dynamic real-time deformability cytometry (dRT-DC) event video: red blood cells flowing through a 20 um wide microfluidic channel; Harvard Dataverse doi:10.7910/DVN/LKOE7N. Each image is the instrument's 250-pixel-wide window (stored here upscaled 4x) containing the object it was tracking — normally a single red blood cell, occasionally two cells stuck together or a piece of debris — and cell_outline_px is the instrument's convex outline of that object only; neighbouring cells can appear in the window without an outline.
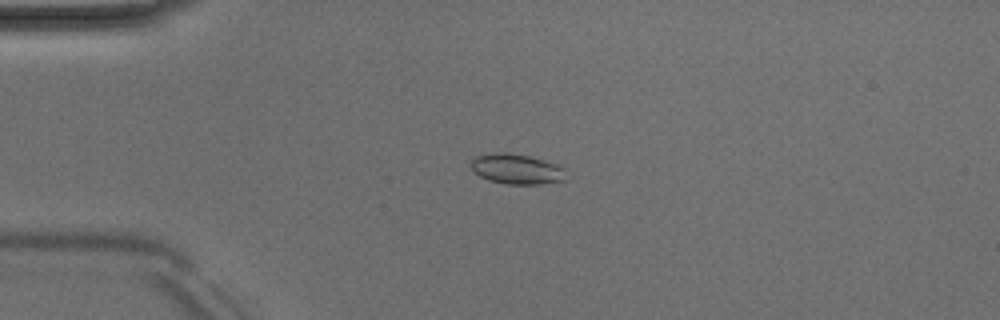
{"species": "Egyptian fruit bat (a non-hibernating species)", "species_latin": "Rousettus aegyptiacus", "temperature_condition": "room temperature", "stored_images_in_passage": 46, "camera_frame_rate_fps": 3000, "um_per_image_px": 0.085, "animal": {"sex": "male"}, "frame": {"image": 1, "passage_image": 8, "time_ms": 2.333, "image_size_px": [1000, 320], "cell_outline_px": [[568, 180], [540, 184], [508, 184], [488, 180], [480, 176], [468, 164], [476, 156], [496, 152], [504, 152], [528, 156], [544, 160], [556, 164], [564, 168]], "centroid_in_image_um": [43.94, 14.37], "position_along_channel_um": 41.1, "area_um2": 16.76}}
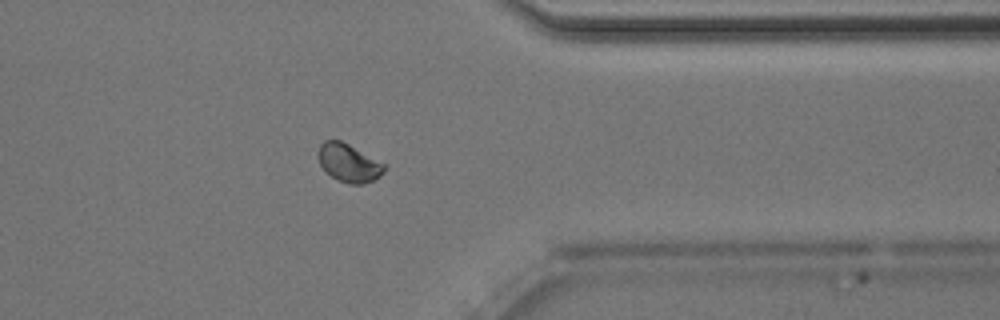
{"frame": {"image": 2, "passage_image": 36, "time_ms": 11.667, "image_size_px": [1000, 320], "cell_outline_px": [[384, 172], [380, 176], [364, 184], [348, 184], [336, 180], [320, 164], [316, 156], [316, 152], [320, 144], [324, 140], [340, 140], [348, 144], [384, 164]], "centroid_in_image_um": [29.59, 13.84], "position_along_channel_um": 381.8, "area_um2": 14.57}}
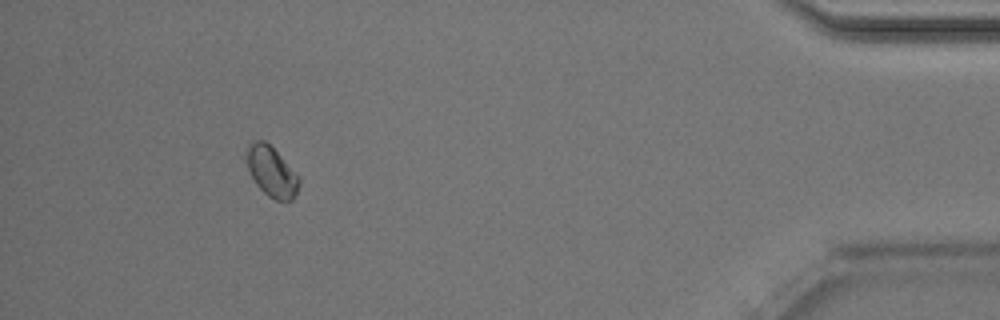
{"frame": {"image": 3, "passage_image": 42, "time_ms": 13.667, "image_size_px": [1000, 320], "cell_outline_px": [[300, 184], [292, 200], [276, 200], [268, 196], [256, 184], [248, 168], [244, 156], [248, 144], [256, 140], [264, 140], [300, 176]], "centroid_in_image_um": [23.07, 14.58], "position_along_channel_um": 412.1, "area_um2": 15.26}}